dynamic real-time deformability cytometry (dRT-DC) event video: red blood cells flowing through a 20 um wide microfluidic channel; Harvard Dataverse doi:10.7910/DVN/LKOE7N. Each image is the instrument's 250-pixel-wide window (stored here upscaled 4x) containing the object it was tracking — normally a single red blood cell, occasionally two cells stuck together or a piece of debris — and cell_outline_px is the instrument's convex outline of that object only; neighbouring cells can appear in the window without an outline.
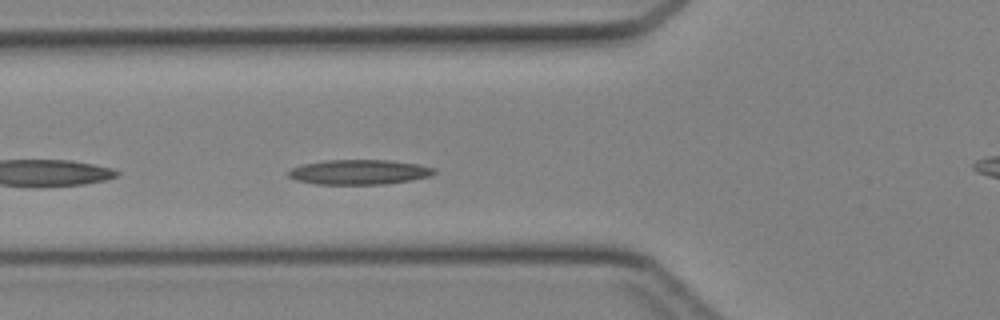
{"species": "Egyptian fruit bat (a non-hibernating species)", "species_latin": "Rousettus aegyptiacus", "temperature_condition": "cold", "stored_images_in_passage": 41, "camera_frame_rate_fps": 3000, "um_per_image_px": 0.085, "animal": {"sex": "female"}, "frame": {"image": 1, "passage_image": 12, "time_ms": 3.667, "image_size_px": [1000, 320], "cell_outline_px": [[436, 172], [428, 176], [408, 180], [384, 184], [316, 184], [296, 180], [288, 176], [288, 172], [292, 168], [300, 164], [324, 160], [388, 160], [416, 164], [436, 168]], "centroid_in_image_um": [30.47, 14.62], "position_along_channel_um": 95.3, "area_um2": 20.98}}
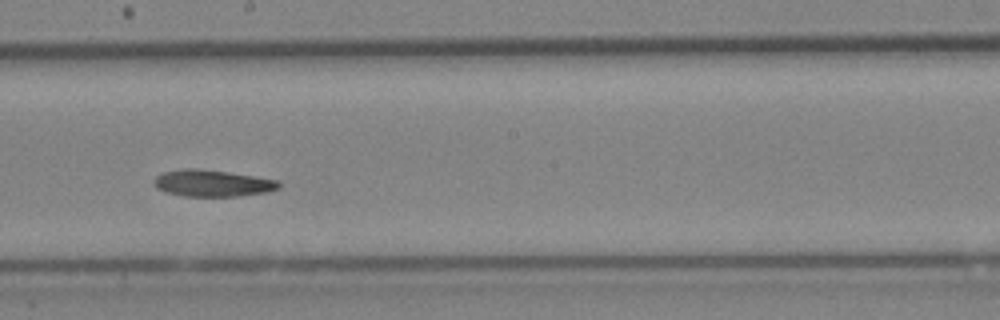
{"frame": {"image": 2, "passage_image": 21, "time_ms": 6.667, "image_size_px": [1000, 320], "cell_outline_px": [[280, 188], [268, 192], [236, 196], [184, 196], [164, 192], [156, 188], [152, 184], [152, 180], [156, 176], [164, 172], [184, 168], [196, 168], [252, 176], [276, 180], [280, 184]], "centroid_in_image_um": [17.98, 15.58], "position_along_channel_um": 230.2, "area_um2": 19.31}}
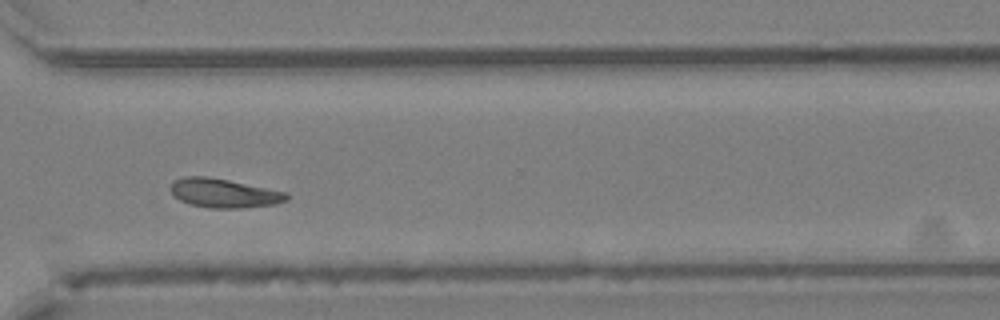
{"frame": {"image": 3, "passage_image": 29, "time_ms": 9.333, "image_size_px": [1000, 320], "cell_outline_px": [[288, 200], [276, 204], [240, 208], [208, 208], [192, 204], [180, 200], [172, 196], [168, 188], [176, 180], [184, 176], [208, 176], [288, 192]], "centroid_in_image_um": [19.02, 16.42], "position_along_channel_um": 351.6, "area_um2": 19.71}}